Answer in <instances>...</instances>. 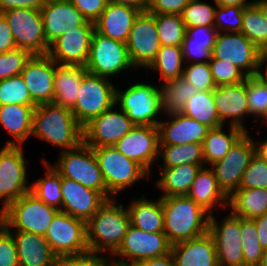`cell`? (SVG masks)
<instances>
[{"mask_svg": "<svg viewBox=\"0 0 267 266\" xmlns=\"http://www.w3.org/2000/svg\"><path fill=\"white\" fill-rule=\"evenodd\" d=\"M248 135L246 132L223 159L211 165L219 187L228 197L239 189L243 173L255 154L253 137Z\"/></svg>", "mask_w": 267, "mask_h": 266, "instance_id": "15", "label": "cell"}, {"mask_svg": "<svg viewBox=\"0 0 267 266\" xmlns=\"http://www.w3.org/2000/svg\"><path fill=\"white\" fill-rule=\"evenodd\" d=\"M87 73L80 65H60L55 62L53 103L72 109L77 101L82 78Z\"/></svg>", "mask_w": 267, "mask_h": 266, "instance_id": "30", "label": "cell"}, {"mask_svg": "<svg viewBox=\"0 0 267 266\" xmlns=\"http://www.w3.org/2000/svg\"><path fill=\"white\" fill-rule=\"evenodd\" d=\"M209 214L217 204L221 208L228 207V196L219 187L215 174L211 168L202 167L191 184L186 195Z\"/></svg>", "mask_w": 267, "mask_h": 266, "instance_id": "29", "label": "cell"}, {"mask_svg": "<svg viewBox=\"0 0 267 266\" xmlns=\"http://www.w3.org/2000/svg\"><path fill=\"white\" fill-rule=\"evenodd\" d=\"M162 157L161 168L177 167L185 164L204 166L203 144L188 143L184 145H159V156Z\"/></svg>", "mask_w": 267, "mask_h": 266, "instance_id": "37", "label": "cell"}, {"mask_svg": "<svg viewBox=\"0 0 267 266\" xmlns=\"http://www.w3.org/2000/svg\"><path fill=\"white\" fill-rule=\"evenodd\" d=\"M108 3L121 4L140 10L146 11L147 0H107Z\"/></svg>", "mask_w": 267, "mask_h": 266, "instance_id": "62", "label": "cell"}, {"mask_svg": "<svg viewBox=\"0 0 267 266\" xmlns=\"http://www.w3.org/2000/svg\"><path fill=\"white\" fill-rule=\"evenodd\" d=\"M265 62H267V52L262 53L261 60H260L261 71H259V75H258L264 82L267 83V63L266 65H263ZM263 66L266 67L265 72L262 71Z\"/></svg>", "mask_w": 267, "mask_h": 266, "instance_id": "65", "label": "cell"}, {"mask_svg": "<svg viewBox=\"0 0 267 266\" xmlns=\"http://www.w3.org/2000/svg\"><path fill=\"white\" fill-rule=\"evenodd\" d=\"M103 253L88 251L60 260V266H117L116 262L102 256Z\"/></svg>", "mask_w": 267, "mask_h": 266, "instance_id": "54", "label": "cell"}, {"mask_svg": "<svg viewBox=\"0 0 267 266\" xmlns=\"http://www.w3.org/2000/svg\"><path fill=\"white\" fill-rule=\"evenodd\" d=\"M21 147L4 145L0 149V200L4 201L0 213L31 191L26 174V160Z\"/></svg>", "mask_w": 267, "mask_h": 266, "instance_id": "13", "label": "cell"}, {"mask_svg": "<svg viewBox=\"0 0 267 266\" xmlns=\"http://www.w3.org/2000/svg\"><path fill=\"white\" fill-rule=\"evenodd\" d=\"M215 5L219 6H240V7H246L250 5L252 1L247 0H214Z\"/></svg>", "mask_w": 267, "mask_h": 266, "instance_id": "63", "label": "cell"}, {"mask_svg": "<svg viewBox=\"0 0 267 266\" xmlns=\"http://www.w3.org/2000/svg\"><path fill=\"white\" fill-rule=\"evenodd\" d=\"M262 53L241 32H218L212 59L231 63L250 77L259 75Z\"/></svg>", "mask_w": 267, "mask_h": 266, "instance_id": "12", "label": "cell"}, {"mask_svg": "<svg viewBox=\"0 0 267 266\" xmlns=\"http://www.w3.org/2000/svg\"><path fill=\"white\" fill-rule=\"evenodd\" d=\"M35 107L18 104L0 106V125L14 138L8 140L5 145L21 146L32 136Z\"/></svg>", "mask_w": 267, "mask_h": 266, "instance_id": "31", "label": "cell"}, {"mask_svg": "<svg viewBox=\"0 0 267 266\" xmlns=\"http://www.w3.org/2000/svg\"><path fill=\"white\" fill-rule=\"evenodd\" d=\"M127 207L131 225L148 233L164 232L162 200H148L145 195Z\"/></svg>", "mask_w": 267, "mask_h": 266, "instance_id": "32", "label": "cell"}, {"mask_svg": "<svg viewBox=\"0 0 267 266\" xmlns=\"http://www.w3.org/2000/svg\"><path fill=\"white\" fill-rule=\"evenodd\" d=\"M48 0H0V13L16 8H32L40 10Z\"/></svg>", "mask_w": 267, "mask_h": 266, "instance_id": "59", "label": "cell"}, {"mask_svg": "<svg viewBox=\"0 0 267 266\" xmlns=\"http://www.w3.org/2000/svg\"><path fill=\"white\" fill-rule=\"evenodd\" d=\"M182 114L210 128L222 126L213 100V91L197 92L186 102Z\"/></svg>", "mask_w": 267, "mask_h": 266, "instance_id": "38", "label": "cell"}, {"mask_svg": "<svg viewBox=\"0 0 267 266\" xmlns=\"http://www.w3.org/2000/svg\"><path fill=\"white\" fill-rule=\"evenodd\" d=\"M16 48L12 30L7 19L0 13V53H5Z\"/></svg>", "mask_w": 267, "mask_h": 266, "instance_id": "58", "label": "cell"}, {"mask_svg": "<svg viewBox=\"0 0 267 266\" xmlns=\"http://www.w3.org/2000/svg\"><path fill=\"white\" fill-rule=\"evenodd\" d=\"M224 125L211 128L203 141V156L205 165L223 159L230 148L246 133L241 128L230 126L229 133L223 132Z\"/></svg>", "mask_w": 267, "mask_h": 266, "instance_id": "35", "label": "cell"}, {"mask_svg": "<svg viewBox=\"0 0 267 266\" xmlns=\"http://www.w3.org/2000/svg\"><path fill=\"white\" fill-rule=\"evenodd\" d=\"M8 230L16 243L19 266H60L59 257L53 252L44 236Z\"/></svg>", "mask_w": 267, "mask_h": 266, "instance_id": "25", "label": "cell"}, {"mask_svg": "<svg viewBox=\"0 0 267 266\" xmlns=\"http://www.w3.org/2000/svg\"><path fill=\"white\" fill-rule=\"evenodd\" d=\"M40 12L48 45L68 29L79 27L87 21L70 0H48Z\"/></svg>", "mask_w": 267, "mask_h": 266, "instance_id": "24", "label": "cell"}, {"mask_svg": "<svg viewBox=\"0 0 267 266\" xmlns=\"http://www.w3.org/2000/svg\"><path fill=\"white\" fill-rule=\"evenodd\" d=\"M171 248L164 232L148 233L130 224L122 244L113 254L120 258L114 261L117 266L140 265L149 258L170 253Z\"/></svg>", "mask_w": 267, "mask_h": 266, "instance_id": "10", "label": "cell"}, {"mask_svg": "<svg viewBox=\"0 0 267 266\" xmlns=\"http://www.w3.org/2000/svg\"><path fill=\"white\" fill-rule=\"evenodd\" d=\"M181 46H160L155 59L146 68L160 73V80L169 81L183 76Z\"/></svg>", "mask_w": 267, "mask_h": 266, "instance_id": "39", "label": "cell"}, {"mask_svg": "<svg viewBox=\"0 0 267 266\" xmlns=\"http://www.w3.org/2000/svg\"><path fill=\"white\" fill-rule=\"evenodd\" d=\"M32 54L18 47L0 53V80L21 74Z\"/></svg>", "mask_w": 267, "mask_h": 266, "instance_id": "48", "label": "cell"}, {"mask_svg": "<svg viewBox=\"0 0 267 266\" xmlns=\"http://www.w3.org/2000/svg\"><path fill=\"white\" fill-rule=\"evenodd\" d=\"M160 91L162 112L169 117L182 114L186 102L199 92L183 77L164 81L160 86Z\"/></svg>", "mask_w": 267, "mask_h": 266, "instance_id": "36", "label": "cell"}, {"mask_svg": "<svg viewBox=\"0 0 267 266\" xmlns=\"http://www.w3.org/2000/svg\"><path fill=\"white\" fill-rule=\"evenodd\" d=\"M132 64L137 68H147L155 59L161 43L154 14L140 12L134 21L126 42Z\"/></svg>", "mask_w": 267, "mask_h": 266, "instance_id": "17", "label": "cell"}, {"mask_svg": "<svg viewBox=\"0 0 267 266\" xmlns=\"http://www.w3.org/2000/svg\"><path fill=\"white\" fill-rule=\"evenodd\" d=\"M58 211L28 192L0 213V222L7 229L12 228L13 231L31 232L45 236Z\"/></svg>", "mask_w": 267, "mask_h": 266, "instance_id": "5", "label": "cell"}, {"mask_svg": "<svg viewBox=\"0 0 267 266\" xmlns=\"http://www.w3.org/2000/svg\"><path fill=\"white\" fill-rule=\"evenodd\" d=\"M231 212L242 218L254 219L267 214V188L237 189L228 197Z\"/></svg>", "mask_w": 267, "mask_h": 266, "instance_id": "34", "label": "cell"}, {"mask_svg": "<svg viewBox=\"0 0 267 266\" xmlns=\"http://www.w3.org/2000/svg\"><path fill=\"white\" fill-rule=\"evenodd\" d=\"M10 104L37 106L21 74L0 80V106Z\"/></svg>", "mask_w": 267, "mask_h": 266, "instance_id": "44", "label": "cell"}, {"mask_svg": "<svg viewBox=\"0 0 267 266\" xmlns=\"http://www.w3.org/2000/svg\"><path fill=\"white\" fill-rule=\"evenodd\" d=\"M95 25L86 21L83 25L68 29L49 45L48 55L60 65L85 66Z\"/></svg>", "mask_w": 267, "mask_h": 266, "instance_id": "18", "label": "cell"}, {"mask_svg": "<svg viewBox=\"0 0 267 266\" xmlns=\"http://www.w3.org/2000/svg\"><path fill=\"white\" fill-rule=\"evenodd\" d=\"M175 266H219L216 247L209 232L172 245Z\"/></svg>", "mask_w": 267, "mask_h": 266, "instance_id": "27", "label": "cell"}, {"mask_svg": "<svg viewBox=\"0 0 267 266\" xmlns=\"http://www.w3.org/2000/svg\"><path fill=\"white\" fill-rule=\"evenodd\" d=\"M208 232L216 247L219 266H244L240 217L230 211L219 224L210 214Z\"/></svg>", "mask_w": 267, "mask_h": 266, "instance_id": "16", "label": "cell"}, {"mask_svg": "<svg viewBox=\"0 0 267 266\" xmlns=\"http://www.w3.org/2000/svg\"><path fill=\"white\" fill-rule=\"evenodd\" d=\"M141 11L129 6L108 3L105 10L94 22L95 31L101 35L127 42L129 32Z\"/></svg>", "mask_w": 267, "mask_h": 266, "instance_id": "28", "label": "cell"}, {"mask_svg": "<svg viewBox=\"0 0 267 266\" xmlns=\"http://www.w3.org/2000/svg\"><path fill=\"white\" fill-rule=\"evenodd\" d=\"M240 230L244 266H258L264 249L260 244L254 220L240 217Z\"/></svg>", "mask_w": 267, "mask_h": 266, "instance_id": "43", "label": "cell"}, {"mask_svg": "<svg viewBox=\"0 0 267 266\" xmlns=\"http://www.w3.org/2000/svg\"><path fill=\"white\" fill-rule=\"evenodd\" d=\"M247 100L250 115L255 121L262 117L264 123L267 120V83L259 76L247 77Z\"/></svg>", "mask_w": 267, "mask_h": 266, "instance_id": "45", "label": "cell"}, {"mask_svg": "<svg viewBox=\"0 0 267 266\" xmlns=\"http://www.w3.org/2000/svg\"><path fill=\"white\" fill-rule=\"evenodd\" d=\"M217 34L214 26L186 27L182 42L215 43Z\"/></svg>", "mask_w": 267, "mask_h": 266, "instance_id": "57", "label": "cell"}, {"mask_svg": "<svg viewBox=\"0 0 267 266\" xmlns=\"http://www.w3.org/2000/svg\"><path fill=\"white\" fill-rule=\"evenodd\" d=\"M75 8L88 20L95 22L107 7V0H70Z\"/></svg>", "mask_w": 267, "mask_h": 266, "instance_id": "56", "label": "cell"}, {"mask_svg": "<svg viewBox=\"0 0 267 266\" xmlns=\"http://www.w3.org/2000/svg\"><path fill=\"white\" fill-rule=\"evenodd\" d=\"M264 140L265 141H261V142H256V140L254 141L255 154L267 162V138Z\"/></svg>", "mask_w": 267, "mask_h": 266, "instance_id": "64", "label": "cell"}, {"mask_svg": "<svg viewBox=\"0 0 267 266\" xmlns=\"http://www.w3.org/2000/svg\"><path fill=\"white\" fill-rule=\"evenodd\" d=\"M0 266H19L12 233L0 222Z\"/></svg>", "mask_w": 267, "mask_h": 266, "instance_id": "52", "label": "cell"}, {"mask_svg": "<svg viewBox=\"0 0 267 266\" xmlns=\"http://www.w3.org/2000/svg\"><path fill=\"white\" fill-rule=\"evenodd\" d=\"M215 43L182 42L183 61L190 63H208L212 59Z\"/></svg>", "mask_w": 267, "mask_h": 266, "instance_id": "53", "label": "cell"}, {"mask_svg": "<svg viewBox=\"0 0 267 266\" xmlns=\"http://www.w3.org/2000/svg\"><path fill=\"white\" fill-rule=\"evenodd\" d=\"M267 188V162L254 154L245 169L239 189Z\"/></svg>", "mask_w": 267, "mask_h": 266, "instance_id": "50", "label": "cell"}, {"mask_svg": "<svg viewBox=\"0 0 267 266\" xmlns=\"http://www.w3.org/2000/svg\"><path fill=\"white\" fill-rule=\"evenodd\" d=\"M47 168L44 178L31 185V193L47 205L61 211L62 194L61 179L62 176L51 166L47 160L42 161Z\"/></svg>", "mask_w": 267, "mask_h": 266, "instance_id": "40", "label": "cell"}, {"mask_svg": "<svg viewBox=\"0 0 267 266\" xmlns=\"http://www.w3.org/2000/svg\"><path fill=\"white\" fill-rule=\"evenodd\" d=\"M55 164L51 166L62 177L99 191L107 199V188L92 147L82 142L74 149L61 151Z\"/></svg>", "mask_w": 267, "mask_h": 266, "instance_id": "7", "label": "cell"}, {"mask_svg": "<svg viewBox=\"0 0 267 266\" xmlns=\"http://www.w3.org/2000/svg\"><path fill=\"white\" fill-rule=\"evenodd\" d=\"M115 106L93 118L83 127V142L86 145L92 148L114 146L134 127L122 109H119V112L113 109Z\"/></svg>", "mask_w": 267, "mask_h": 266, "instance_id": "19", "label": "cell"}, {"mask_svg": "<svg viewBox=\"0 0 267 266\" xmlns=\"http://www.w3.org/2000/svg\"><path fill=\"white\" fill-rule=\"evenodd\" d=\"M86 71L101 77L109 78L130 68L132 64L126 43L105 37L93 32Z\"/></svg>", "mask_w": 267, "mask_h": 266, "instance_id": "9", "label": "cell"}, {"mask_svg": "<svg viewBox=\"0 0 267 266\" xmlns=\"http://www.w3.org/2000/svg\"><path fill=\"white\" fill-rule=\"evenodd\" d=\"M32 136L61 147L62 151L71 150L83 142V127L70 109L43 103L34 108Z\"/></svg>", "mask_w": 267, "mask_h": 266, "instance_id": "1", "label": "cell"}, {"mask_svg": "<svg viewBox=\"0 0 267 266\" xmlns=\"http://www.w3.org/2000/svg\"><path fill=\"white\" fill-rule=\"evenodd\" d=\"M208 63L216 86L238 83L248 77L237 66L221 59H211Z\"/></svg>", "mask_w": 267, "mask_h": 266, "instance_id": "51", "label": "cell"}, {"mask_svg": "<svg viewBox=\"0 0 267 266\" xmlns=\"http://www.w3.org/2000/svg\"><path fill=\"white\" fill-rule=\"evenodd\" d=\"M253 2L260 8L263 16L267 20V0H254Z\"/></svg>", "mask_w": 267, "mask_h": 266, "instance_id": "66", "label": "cell"}, {"mask_svg": "<svg viewBox=\"0 0 267 266\" xmlns=\"http://www.w3.org/2000/svg\"><path fill=\"white\" fill-rule=\"evenodd\" d=\"M55 61L48 55H32L21 76L36 104L53 103Z\"/></svg>", "mask_w": 267, "mask_h": 266, "instance_id": "21", "label": "cell"}, {"mask_svg": "<svg viewBox=\"0 0 267 266\" xmlns=\"http://www.w3.org/2000/svg\"><path fill=\"white\" fill-rule=\"evenodd\" d=\"M182 77L199 91H213L217 87L209 63H189L183 69Z\"/></svg>", "mask_w": 267, "mask_h": 266, "instance_id": "49", "label": "cell"}, {"mask_svg": "<svg viewBox=\"0 0 267 266\" xmlns=\"http://www.w3.org/2000/svg\"><path fill=\"white\" fill-rule=\"evenodd\" d=\"M216 7L201 0H190L181 17L186 27L214 26Z\"/></svg>", "mask_w": 267, "mask_h": 266, "instance_id": "46", "label": "cell"}, {"mask_svg": "<svg viewBox=\"0 0 267 266\" xmlns=\"http://www.w3.org/2000/svg\"><path fill=\"white\" fill-rule=\"evenodd\" d=\"M164 234L173 245L208 232L209 213L184 196L161 197Z\"/></svg>", "mask_w": 267, "mask_h": 266, "instance_id": "3", "label": "cell"}, {"mask_svg": "<svg viewBox=\"0 0 267 266\" xmlns=\"http://www.w3.org/2000/svg\"><path fill=\"white\" fill-rule=\"evenodd\" d=\"M258 266H267V249H264L262 253L261 262Z\"/></svg>", "mask_w": 267, "mask_h": 266, "instance_id": "67", "label": "cell"}, {"mask_svg": "<svg viewBox=\"0 0 267 266\" xmlns=\"http://www.w3.org/2000/svg\"><path fill=\"white\" fill-rule=\"evenodd\" d=\"M140 266H175L172 253L159 257L149 258L140 264Z\"/></svg>", "mask_w": 267, "mask_h": 266, "instance_id": "61", "label": "cell"}, {"mask_svg": "<svg viewBox=\"0 0 267 266\" xmlns=\"http://www.w3.org/2000/svg\"><path fill=\"white\" fill-rule=\"evenodd\" d=\"M243 8L240 6L217 5L214 21L215 29L218 32H241Z\"/></svg>", "mask_w": 267, "mask_h": 266, "instance_id": "47", "label": "cell"}, {"mask_svg": "<svg viewBox=\"0 0 267 266\" xmlns=\"http://www.w3.org/2000/svg\"><path fill=\"white\" fill-rule=\"evenodd\" d=\"M170 121L161 120L158 125L160 145L203 144L209 126L183 114L170 116ZM172 120V121H171Z\"/></svg>", "mask_w": 267, "mask_h": 266, "instance_id": "26", "label": "cell"}, {"mask_svg": "<svg viewBox=\"0 0 267 266\" xmlns=\"http://www.w3.org/2000/svg\"><path fill=\"white\" fill-rule=\"evenodd\" d=\"M113 85L109 78L89 72L83 76L77 101L71 109L82 127L115 105L116 86Z\"/></svg>", "mask_w": 267, "mask_h": 266, "instance_id": "8", "label": "cell"}, {"mask_svg": "<svg viewBox=\"0 0 267 266\" xmlns=\"http://www.w3.org/2000/svg\"><path fill=\"white\" fill-rule=\"evenodd\" d=\"M115 90V105H119L134 125L158 126L162 113L160 88L149 83H136L124 91Z\"/></svg>", "mask_w": 267, "mask_h": 266, "instance_id": "6", "label": "cell"}, {"mask_svg": "<svg viewBox=\"0 0 267 266\" xmlns=\"http://www.w3.org/2000/svg\"><path fill=\"white\" fill-rule=\"evenodd\" d=\"M213 100L222 125H225L226 120L230 118V126L248 132L243 125L245 115H250L247 100V78L238 83L217 86L213 90Z\"/></svg>", "mask_w": 267, "mask_h": 266, "instance_id": "22", "label": "cell"}, {"mask_svg": "<svg viewBox=\"0 0 267 266\" xmlns=\"http://www.w3.org/2000/svg\"><path fill=\"white\" fill-rule=\"evenodd\" d=\"M242 18L241 33L263 53L267 52V20L260 8L252 2L243 8Z\"/></svg>", "mask_w": 267, "mask_h": 266, "instance_id": "41", "label": "cell"}, {"mask_svg": "<svg viewBox=\"0 0 267 266\" xmlns=\"http://www.w3.org/2000/svg\"><path fill=\"white\" fill-rule=\"evenodd\" d=\"M202 167L204 166L185 164L177 167L161 168V175L159 180L156 181V187L163 192L161 197L187 195L192 182Z\"/></svg>", "mask_w": 267, "mask_h": 266, "instance_id": "33", "label": "cell"}, {"mask_svg": "<svg viewBox=\"0 0 267 266\" xmlns=\"http://www.w3.org/2000/svg\"><path fill=\"white\" fill-rule=\"evenodd\" d=\"M61 194V211L85 222L107 201L99 191L65 177L61 179Z\"/></svg>", "mask_w": 267, "mask_h": 266, "instance_id": "23", "label": "cell"}, {"mask_svg": "<svg viewBox=\"0 0 267 266\" xmlns=\"http://www.w3.org/2000/svg\"><path fill=\"white\" fill-rule=\"evenodd\" d=\"M93 151L107 188V200L135 182L149 178V173L139 163L124 156L114 146H101Z\"/></svg>", "mask_w": 267, "mask_h": 266, "instance_id": "4", "label": "cell"}, {"mask_svg": "<svg viewBox=\"0 0 267 266\" xmlns=\"http://www.w3.org/2000/svg\"><path fill=\"white\" fill-rule=\"evenodd\" d=\"M189 1L190 0H148L146 11L152 14L181 15Z\"/></svg>", "mask_w": 267, "mask_h": 266, "instance_id": "55", "label": "cell"}, {"mask_svg": "<svg viewBox=\"0 0 267 266\" xmlns=\"http://www.w3.org/2000/svg\"><path fill=\"white\" fill-rule=\"evenodd\" d=\"M263 249H267V214L253 219Z\"/></svg>", "mask_w": 267, "mask_h": 266, "instance_id": "60", "label": "cell"}, {"mask_svg": "<svg viewBox=\"0 0 267 266\" xmlns=\"http://www.w3.org/2000/svg\"><path fill=\"white\" fill-rule=\"evenodd\" d=\"M159 145L158 126L134 125L128 133L116 142L114 147L150 173L152 164L159 159Z\"/></svg>", "mask_w": 267, "mask_h": 266, "instance_id": "20", "label": "cell"}, {"mask_svg": "<svg viewBox=\"0 0 267 266\" xmlns=\"http://www.w3.org/2000/svg\"><path fill=\"white\" fill-rule=\"evenodd\" d=\"M44 237L60 260L89 251L86 222L62 211L53 217Z\"/></svg>", "mask_w": 267, "mask_h": 266, "instance_id": "11", "label": "cell"}, {"mask_svg": "<svg viewBox=\"0 0 267 266\" xmlns=\"http://www.w3.org/2000/svg\"><path fill=\"white\" fill-rule=\"evenodd\" d=\"M115 202L114 198L108 199L86 222L89 251L107 252L114 257L113 254L122 244L131 224L130 216L127 208Z\"/></svg>", "mask_w": 267, "mask_h": 266, "instance_id": "2", "label": "cell"}, {"mask_svg": "<svg viewBox=\"0 0 267 266\" xmlns=\"http://www.w3.org/2000/svg\"><path fill=\"white\" fill-rule=\"evenodd\" d=\"M161 46H181L186 26L181 15L154 14Z\"/></svg>", "mask_w": 267, "mask_h": 266, "instance_id": "42", "label": "cell"}, {"mask_svg": "<svg viewBox=\"0 0 267 266\" xmlns=\"http://www.w3.org/2000/svg\"><path fill=\"white\" fill-rule=\"evenodd\" d=\"M12 30L16 47L29 51L32 55H45L49 45L43 31L40 10L16 8L2 13Z\"/></svg>", "mask_w": 267, "mask_h": 266, "instance_id": "14", "label": "cell"}]
</instances>
